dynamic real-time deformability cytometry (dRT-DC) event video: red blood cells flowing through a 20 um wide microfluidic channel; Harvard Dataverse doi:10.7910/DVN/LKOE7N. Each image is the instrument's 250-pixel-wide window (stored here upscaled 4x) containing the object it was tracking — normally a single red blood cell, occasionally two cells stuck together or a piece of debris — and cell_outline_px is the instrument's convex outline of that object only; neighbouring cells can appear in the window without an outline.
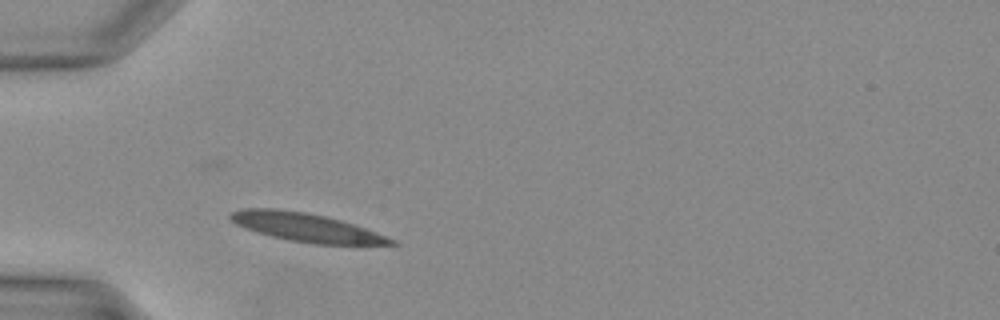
{"species": "Egyptian fruit bat (a non-hibernating species)", "species_latin": "Rousettus aegyptiacus", "temperature_condition": "warm", "stored_images_in_passage": 6, "camera_frame_rate_fps": 3000, "um_per_image_px": 0.085, "animal": {"sex": "female"}, "frame": {"image": 1, "passage_image": 1, "time_ms": 0.0, "image_size_px": [1000, 320], "cell_outline_px": [[396, 244], [312, 244], [288, 240], [256, 232], [244, 228], [236, 224], [228, 216], [232, 212], [240, 208], [276, 208], [304, 212], [324, 216], [340, 220], [376, 232], [396, 240]], "centroid_in_image_um": [25.95, 19.32], "position_along_channel_um": 59.0, "area_um2": 26.41}}
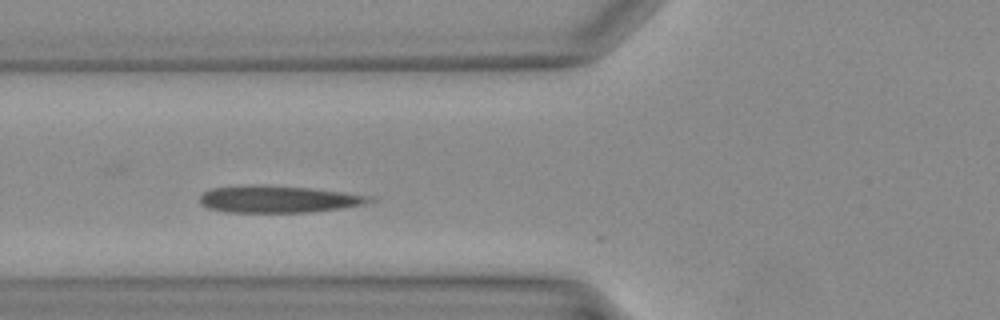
{"frame": {"image": 2, "passage_image": 4, "time_ms": 1.0, "image_size_px": [1000, 320], "cell_outline_px": [[376, 200], [360, 204], [340, 208], [308, 212], [224, 212], [208, 208], [200, 204], [200, 196], [204, 192], [212, 188], [252, 184], [264, 184], [312, 188], [372, 196]], "centroid_in_image_um": [23.6, 16.91], "position_along_channel_um": 102.2, "area_um2": 26.76}}